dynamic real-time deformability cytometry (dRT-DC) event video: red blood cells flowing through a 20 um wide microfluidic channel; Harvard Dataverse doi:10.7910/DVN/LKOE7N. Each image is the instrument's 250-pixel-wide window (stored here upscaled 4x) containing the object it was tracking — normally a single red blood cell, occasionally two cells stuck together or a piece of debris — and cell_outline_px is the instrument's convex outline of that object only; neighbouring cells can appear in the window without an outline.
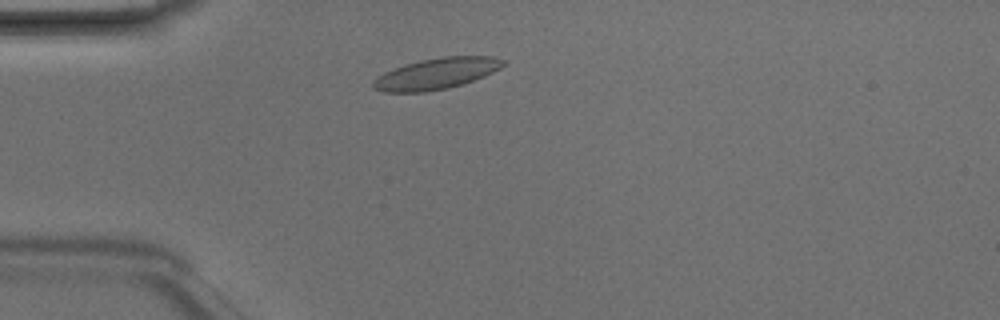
{"species": "Egyptian fruit bat (a non-hibernating species)", "species_latin": "Rousettus aegyptiacus", "temperature_condition": "room temperature", "stored_images_in_passage": 3, "camera_frame_rate_fps": 3000, "um_per_image_px": 0.085, "animal": {"sex": "male"}, "frame": {"image": 1, "passage_image": 2, "time_ms": 0.333, "image_size_px": [1000, 320], "cell_outline_px": [[504, 64], [500, 68], [484, 76], [448, 88], [424, 92], [384, 92], [372, 88], [372, 80], [376, 76], [384, 72], [404, 64], [420, 60], [440, 56], [492, 56], [504, 60]], "centroid_in_image_um": [37.03, 6.25], "position_along_channel_um": 48.0, "area_um2": 23.58}}